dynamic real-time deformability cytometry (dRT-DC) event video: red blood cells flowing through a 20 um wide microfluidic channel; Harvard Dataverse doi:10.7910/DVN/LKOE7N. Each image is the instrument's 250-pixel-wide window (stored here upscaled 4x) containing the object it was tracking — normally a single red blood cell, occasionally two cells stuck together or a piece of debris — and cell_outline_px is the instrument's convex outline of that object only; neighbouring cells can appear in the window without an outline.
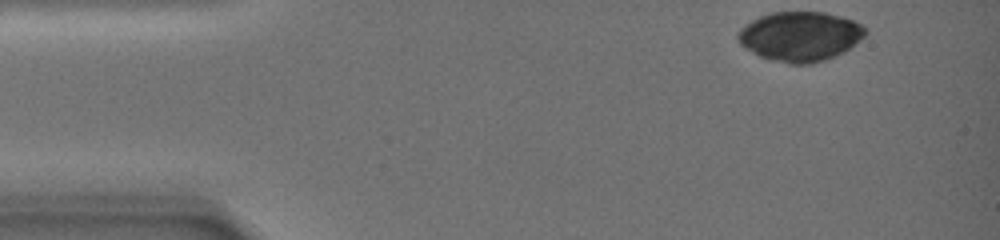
{"species": "common noctule bat (a hibernating species)", "species_latin": "Nyctalus noctula", "temperature_condition": "warm", "stored_images_in_passage": 5, "camera_frame_rate_fps": 3000, "um_per_image_px": 0.085, "animal": {"sex": "female", "body_mass_g": 19.0, "forearm_length_mm": 51.5}, "frame": {"image": 1, "passage_image": 1, "time_ms": 0.0, "image_size_px": [1000, 240], "cell_outline_px": [[868, 32], [856, 44], [844, 52], [836, 56], [812, 64], [788, 64], [772, 60], [760, 56], [744, 48], [736, 40], [736, 36], [740, 28], [744, 24], [768, 12], [824, 12], [844, 16], [868, 28]], "centroid_in_image_um": [68.01, 3.09], "position_along_channel_um": 17.0, "area_um2": 37.34}}